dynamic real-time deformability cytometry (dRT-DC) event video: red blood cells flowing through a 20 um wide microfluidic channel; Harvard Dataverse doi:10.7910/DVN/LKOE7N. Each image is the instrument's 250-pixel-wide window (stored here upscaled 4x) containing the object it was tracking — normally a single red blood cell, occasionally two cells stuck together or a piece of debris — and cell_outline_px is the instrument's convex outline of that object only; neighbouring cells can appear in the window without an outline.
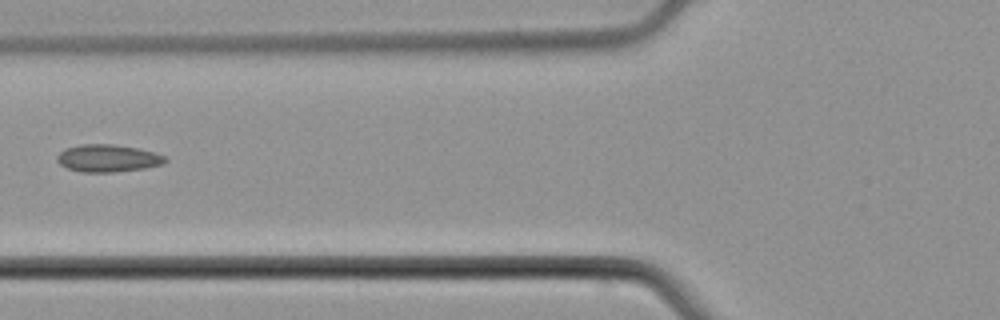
{"species": "common noctule bat (a hibernating species)", "species_latin": "Nyctalus noctula", "temperature_condition": "cold", "stored_images_in_passage": 5, "camera_frame_rate_fps": 3000, "um_per_image_px": 0.085, "animal": {"sex": "male", "body_mass_g": 21.5, "forearm_length_mm": 52.0}, "frame": {"image": 1, "passage_image": 5, "time_ms": 6.667, "image_size_px": [1000, 320], "cell_outline_px": [[168, 160], [164, 164], [144, 168], [112, 172], [80, 172], [68, 168], [60, 164], [56, 160], [56, 156], [64, 148], [80, 144], [112, 144], [136, 148], [152, 152], [164, 156]], "centroid_in_image_um": [9.13, 13.45], "position_along_channel_um": 116.7, "area_um2": 17.22}}